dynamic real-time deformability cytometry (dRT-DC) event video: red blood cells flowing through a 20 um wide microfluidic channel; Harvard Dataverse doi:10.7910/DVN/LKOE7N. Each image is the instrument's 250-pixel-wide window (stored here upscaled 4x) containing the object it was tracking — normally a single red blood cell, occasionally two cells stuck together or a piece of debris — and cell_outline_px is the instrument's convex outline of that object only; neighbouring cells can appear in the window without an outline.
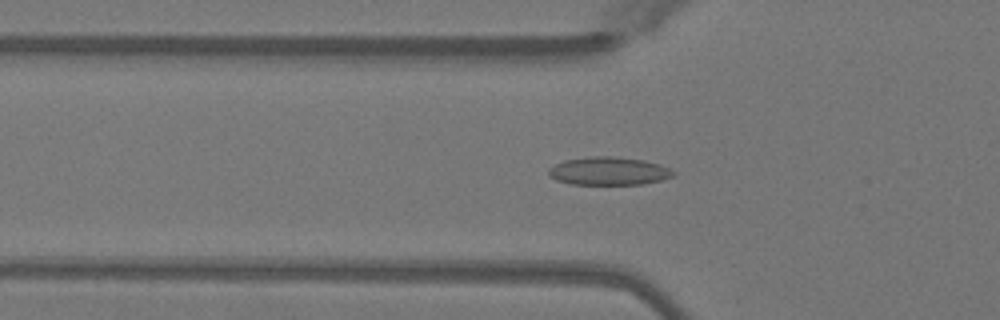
{"species": "Egyptian fruit bat (a non-hibernating species)", "species_latin": "Rousettus aegyptiacus", "temperature_condition": "warm", "stored_images_in_passage": 39, "camera_frame_rate_fps": 3000, "um_per_image_px": 0.085, "animal": {"sex": "female"}, "frame": {"image": 1, "passage_image": 12, "time_ms": 3.667, "image_size_px": [1000, 320], "cell_outline_px": [[676, 176], [660, 180], [640, 184], [572, 184], [556, 180], [548, 176], [548, 168], [564, 160], [592, 156], [612, 156], [644, 160], [660, 164], [676, 172]], "centroid_in_image_um": [51.74, 14.53], "position_along_channel_um": 74.1, "area_um2": 20.46}}
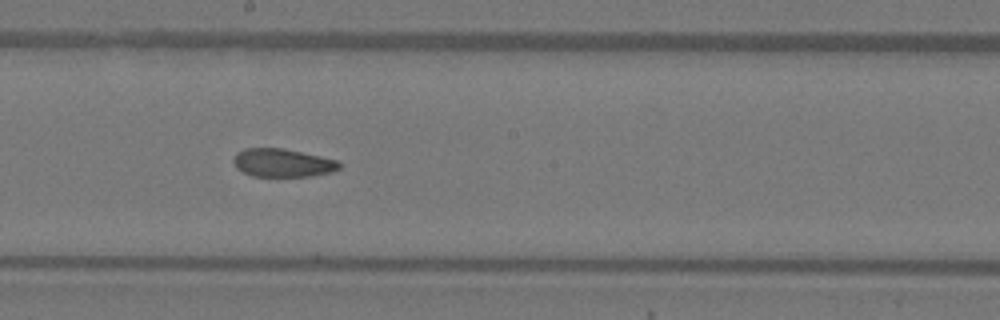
{"frame": {"image": 2, "passage_image": 23, "time_ms": 7.333, "image_size_px": [1000, 320], "cell_outline_px": [[340, 168], [332, 172], [312, 176], [252, 176], [236, 168], [232, 160], [236, 152], [244, 148], [284, 148], [340, 160]], "centroid_in_image_um": [24.03, 13.83], "position_along_channel_um": 224.2, "area_um2": 17.63}}
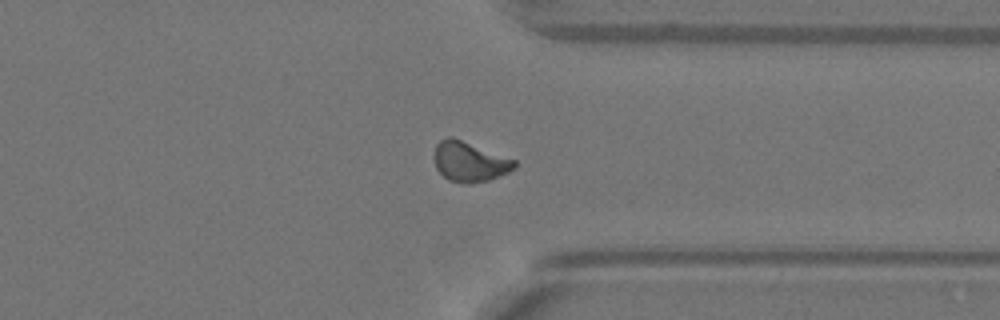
{"frame": {"image": 3, "passage_image": 34, "time_ms": 11.0, "image_size_px": [1000, 320], "cell_outline_px": [[516, 168], [508, 172], [488, 180], [468, 184], [464, 184], [448, 180], [436, 168], [436, 144], [440, 140], [448, 136], [452, 136], [516, 160]], "centroid_in_image_um": [39.93, 13.74], "position_along_channel_um": 371.5, "area_um2": 18.55}}